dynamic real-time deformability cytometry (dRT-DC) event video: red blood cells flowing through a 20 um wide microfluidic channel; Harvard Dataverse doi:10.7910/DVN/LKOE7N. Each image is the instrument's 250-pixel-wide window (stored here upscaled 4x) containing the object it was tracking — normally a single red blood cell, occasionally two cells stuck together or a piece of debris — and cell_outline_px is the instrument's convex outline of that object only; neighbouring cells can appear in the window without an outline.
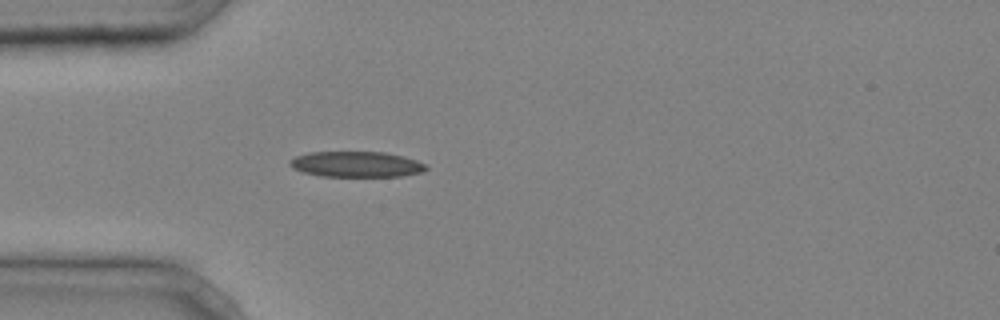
{"species": "common noctule bat (a hibernating species)", "species_latin": "Nyctalus noctula", "temperature_condition": "cold", "stored_images_in_passage": 22, "camera_frame_rate_fps": 3000, "um_per_image_px": 0.085, "animal": {"sex": "male", "body_mass_g": 20.4}, "frame": {"image": 1, "passage_image": 2, "time_ms": 0.333, "image_size_px": [1000, 320], "cell_outline_px": [[428, 168], [420, 172], [400, 176], [320, 176], [304, 172], [292, 168], [288, 164], [288, 160], [296, 156], [308, 152], [384, 152], [404, 156], [416, 160], [424, 164]], "centroid_in_image_um": [30.24, 13.95], "position_along_channel_um": 54.8, "area_um2": 20.29}}
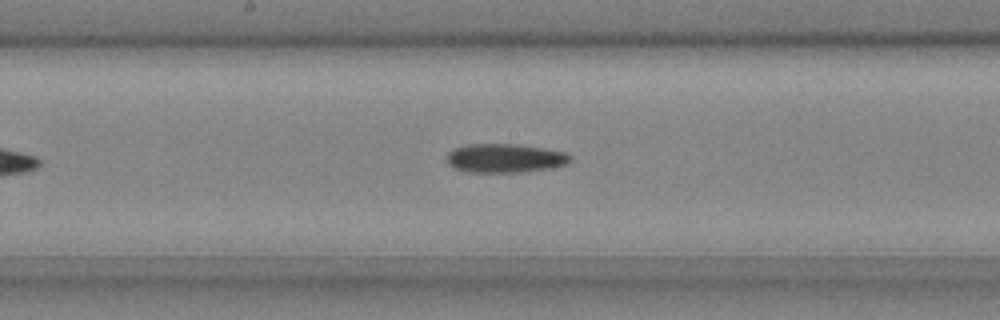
{"frame": {"image": 2, "passage_image": 13, "time_ms": 4.0, "image_size_px": [1000, 320], "cell_outline_px": [[572, 160], [568, 164], [548, 168], [520, 172], [468, 172], [456, 168], [448, 164], [448, 152], [452, 148], [468, 144], [512, 144], [544, 148], [568, 152], [572, 156]], "centroid_in_image_um": [42.95, 13.44], "position_along_channel_um": 205.2, "area_um2": 20.81}}
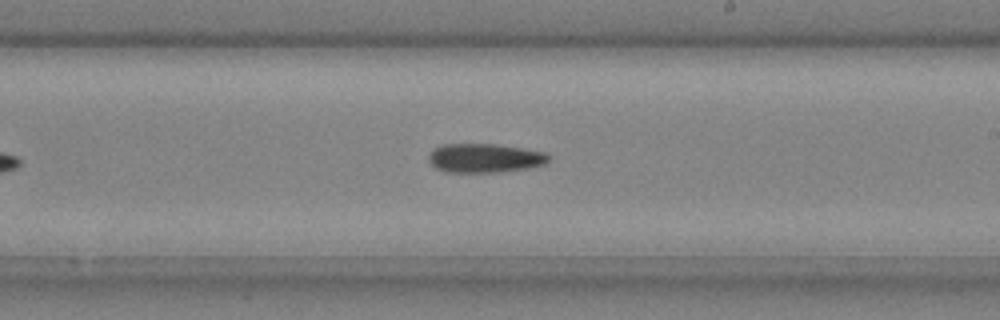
{"frame": {"image": 3, "passage_image": 16, "time_ms": 5.0, "image_size_px": [1000, 320], "cell_outline_px": [[552, 156], [544, 164], [532, 168], [496, 172], [448, 172], [436, 168], [428, 160], [428, 156], [432, 148], [444, 144], [496, 144], [524, 148], [548, 152]], "centroid_in_image_um": [41.24, 13.43], "position_along_channel_um": 247.8, "area_um2": 20.58}}